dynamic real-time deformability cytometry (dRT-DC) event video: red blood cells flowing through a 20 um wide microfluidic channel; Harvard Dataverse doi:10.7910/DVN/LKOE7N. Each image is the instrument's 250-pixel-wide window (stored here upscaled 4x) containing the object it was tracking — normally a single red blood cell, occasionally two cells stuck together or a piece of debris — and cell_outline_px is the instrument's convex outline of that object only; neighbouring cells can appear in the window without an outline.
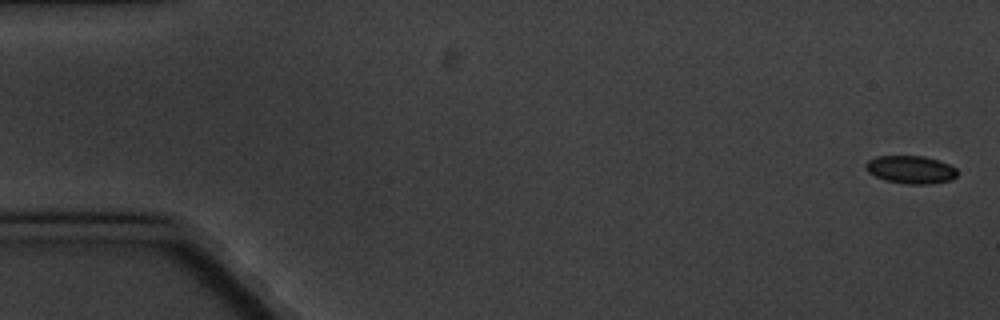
{"species": "common noctule bat (a hibernating species)", "species_latin": "Nyctalus noctula", "temperature_condition": "cold", "stored_images_in_passage": 5, "camera_frame_rate_fps": 3000, "um_per_image_px": 0.085, "animal": {"sex": "male", "body_mass_g": 20.1, "forearm_length_mm": 53.5}, "frame": {"image": 1, "passage_image": 1, "time_ms": 0.0, "image_size_px": [1000, 320], "cell_outline_px": [[956, 176], [952, 180], [932, 184], [904, 184], [884, 180], [868, 172], [864, 168], [864, 164], [868, 160], [876, 156], [924, 156], [948, 164], [956, 168]], "centroid_in_image_um": [77.38, 14.42], "position_along_channel_um": 7.6, "area_um2": 14.97}}
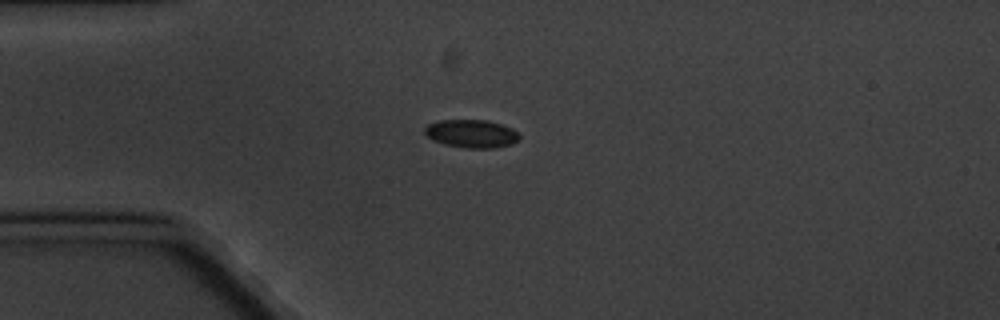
{"frame": {"image": 2, "passage_image": 5, "time_ms": 4.667, "image_size_px": [1000, 320], "cell_outline_px": [[520, 136], [512, 144], [492, 148], [468, 148], [444, 144], [432, 140], [424, 132], [424, 128], [428, 124], [440, 120], [488, 120], [512, 128]], "centroid_in_image_um": [40.05, 11.36], "position_along_channel_um": 44.9, "area_um2": 15.37}}